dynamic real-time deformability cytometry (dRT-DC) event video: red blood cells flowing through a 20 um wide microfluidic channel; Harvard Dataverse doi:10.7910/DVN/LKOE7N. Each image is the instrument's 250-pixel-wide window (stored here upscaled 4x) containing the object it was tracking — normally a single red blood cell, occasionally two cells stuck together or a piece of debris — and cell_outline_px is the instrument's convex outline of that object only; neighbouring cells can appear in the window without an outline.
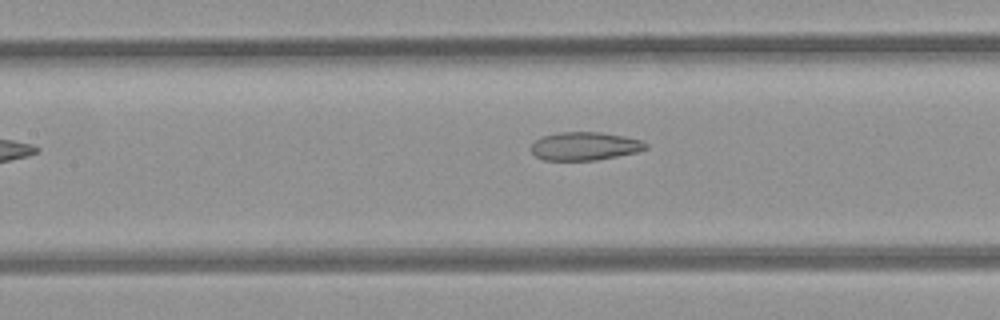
{"species": "common noctule bat (a hibernating species)", "species_latin": "Nyctalus noctula", "temperature_condition": "room temperature", "stored_images_in_passage": 35, "camera_frame_rate_fps": 3000, "um_per_image_px": 0.085, "animal": {"sex": "female", "body_mass_g": 21.9}, "frame": {"image": 1, "passage_image": 9, "time_ms": 2.667, "image_size_px": [1000, 320], "cell_outline_px": [[648, 148], [636, 152], [596, 160], [544, 160], [536, 156], [532, 152], [532, 144], [536, 140], [544, 136], [556, 132], [600, 132], [624, 136], [640, 140], [648, 144]], "centroid_in_image_um": [49.71, 12.42], "position_along_channel_um": 157.7, "area_um2": 18.73}}
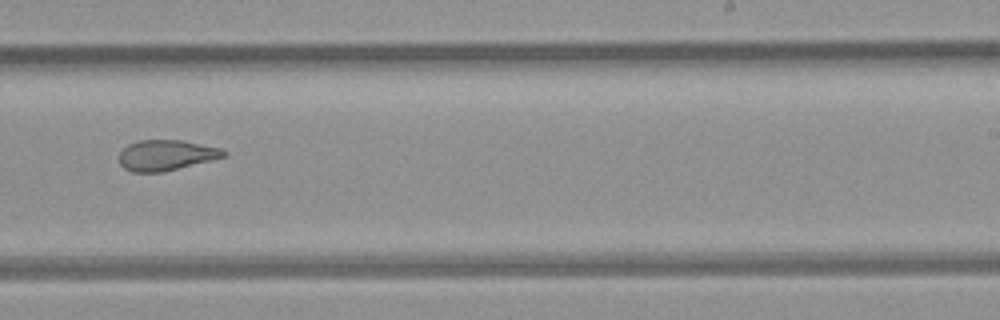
{"frame": {"image": 2, "passage_image": 18, "time_ms": 5.667, "image_size_px": [1000, 320], "cell_outline_px": [[228, 156], [164, 172], [132, 172], [124, 168], [120, 164], [120, 152], [128, 144], [140, 140], [184, 140], [224, 148], [228, 152]], "centroid_in_image_um": [14.19, 13.18], "position_along_channel_um": 274.8, "area_um2": 18.9}}
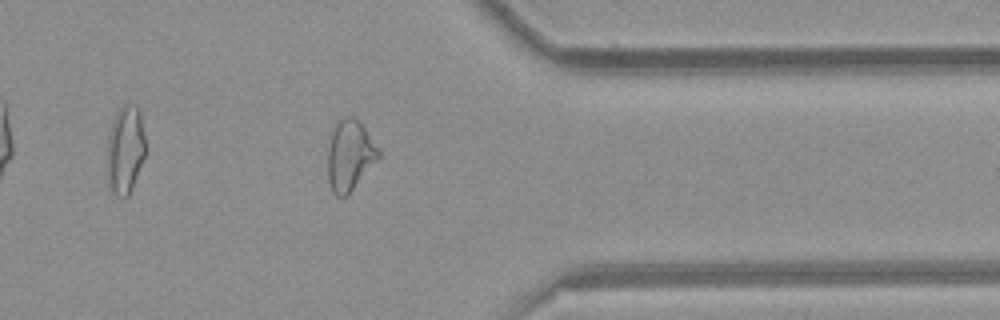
{"frame": {"image": 3, "passage_image": 27, "time_ms": 8.667, "image_size_px": [1000, 320], "cell_outline_px": [[380, 156], [348, 196], [336, 196], [332, 192], [328, 180], [328, 144], [336, 120], [344, 116], [356, 116], [380, 148]], "centroid_in_image_um": [29.73, 13.17], "position_along_channel_um": 381.7, "area_um2": 21.27}}